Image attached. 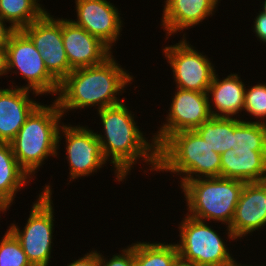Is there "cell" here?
<instances>
[{
	"label": "cell",
	"instance_id": "obj_33",
	"mask_svg": "<svg viewBox=\"0 0 266 266\" xmlns=\"http://www.w3.org/2000/svg\"><path fill=\"white\" fill-rule=\"evenodd\" d=\"M9 207L0 199V213L1 211L4 213Z\"/></svg>",
	"mask_w": 266,
	"mask_h": 266
},
{
	"label": "cell",
	"instance_id": "obj_18",
	"mask_svg": "<svg viewBox=\"0 0 266 266\" xmlns=\"http://www.w3.org/2000/svg\"><path fill=\"white\" fill-rule=\"evenodd\" d=\"M221 177L245 183L266 180V151L229 149L220 155Z\"/></svg>",
	"mask_w": 266,
	"mask_h": 266
},
{
	"label": "cell",
	"instance_id": "obj_15",
	"mask_svg": "<svg viewBox=\"0 0 266 266\" xmlns=\"http://www.w3.org/2000/svg\"><path fill=\"white\" fill-rule=\"evenodd\" d=\"M265 225L266 180L245 183L228 227L236 239H241Z\"/></svg>",
	"mask_w": 266,
	"mask_h": 266
},
{
	"label": "cell",
	"instance_id": "obj_8",
	"mask_svg": "<svg viewBox=\"0 0 266 266\" xmlns=\"http://www.w3.org/2000/svg\"><path fill=\"white\" fill-rule=\"evenodd\" d=\"M5 48L8 72L16 69L13 73H20L28 83L21 88L32 90L35 96L58 95L60 83L48 72L41 54L22 30H16L11 35Z\"/></svg>",
	"mask_w": 266,
	"mask_h": 266
},
{
	"label": "cell",
	"instance_id": "obj_31",
	"mask_svg": "<svg viewBox=\"0 0 266 266\" xmlns=\"http://www.w3.org/2000/svg\"><path fill=\"white\" fill-rule=\"evenodd\" d=\"M8 74L6 48L0 47V76Z\"/></svg>",
	"mask_w": 266,
	"mask_h": 266
},
{
	"label": "cell",
	"instance_id": "obj_10",
	"mask_svg": "<svg viewBox=\"0 0 266 266\" xmlns=\"http://www.w3.org/2000/svg\"><path fill=\"white\" fill-rule=\"evenodd\" d=\"M61 134L66 139V159L70 166L69 179L89 176L107 163L96 132L80 125L61 124L57 135V149L60 146Z\"/></svg>",
	"mask_w": 266,
	"mask_h": 266
},
{
	"label": "cell",
	"instance_id": "obj_2",
	"mask_svg": "<svg viewBox=\"0 0 266 266\" xmlns=\"http://www.w3.org/2000/svg\"><path fill=\"white\" fill-rule=\"evenodd\" d=\"M127 72L113 55L101 64L73 69L60 83L55 99L63 116L70 110L89 106L100 110L124 102L116 96L134 80Z\"/></svg>",
	"mask_w": 266,
	"mask_h": 266
},
{
	"label": "cell",
	"instance_id": "obj_17",
	"mask_svg": "<svg viewBox=\"0 0 266 266\" xmlns=\"http://www.w3.org/2000/svg\"><path fill=\"white\" fill-rule=\"evenodd\" d=\"M161 26L168 37L213 16L220 0H166Z\"/></svg>",
	"mask_w": 266,
	"mask_h": 266
},
{
	"label": "cell",
	"instance_id": "obj_25",
	"mask_svg": "<svg viewBox=\"0 0 266 266\" xmlns=\"http://www.w3.org/2000/svg\"><path fill=\"white\" fill-rule=\"evenodd\" d=\"M0 266H32L19 240L9 229L0 241Z\"/></svg>",
	"mask_w": 266,
	"mask_h": 266
},
{
	"label": "cell",
	"instance_id": "obj_28",
	"mask_svg": "<svg viewBox=\"0 0 266 266\" xmlns=\"http://www.w3.org/2000/svg\"><path fill=\"white\" fill-rule=\"evenodd\" d=\"M254 20L253 32L256 34L255 36L259 38V41L266 43V15L260 12Z\"/></svg>",
	"mask_w": 266,
	"mask_h": 266
},
{
	"label": "cell",
	"instance_id": "obj_29",
	"mask_svg": "<svg viewBox=\"0 0 266 266\" xmlns=\"http://www.w3.org/2000/svg\"><path fill=\"white\" fill-rule=\"evenodd\" d=\"M67 266H99V253L96 250L89 251V253L85 254L78 260L69 263Z\"/></svg>",
	"mask_w": 266,
	"mask_h": 266
},
{
	"label": "cell",
	"instance_id": "obj_35",
	"mask_svg": "<svg viewBox=\"0 0 266 266\" xmlns=\"http://www.w3.org/2000/svg\"><path fill=\"white\" fill-rule=\"evenodd\" d=\"M237 266H252V265H246V264H245V265H244V264L241 265V264L239 263ZM259 266H260V265H259ZM261 266H264V265H261Z\"/></svg>",
	"mask_w": 266,
	"mask_h": 266
},
{
	"label": "cell",
	"instance_id": "obj_32",
	"mask_svg": "<svg viewBox=\"0 0 266 266\" xmlns=\"http://www.w3.org/2000/svg\"><path fill=\"white\" fill-rule=\"evenodd\" d=\"M174 266H197L193 262L183 259L179 255L176 257L174 261Z\"/></svg>",
	"mask_w": 266,
	"mask_h": 266
},
{
	"label": "cell",
	"instance_id": "obj_7",
	"mask_svg": "<svg viewBox=\"0 0 266 266\" xmlns=\"http://www.w3.org/2000/svg\"><path fill=\"white\" fill-rule=\"evenodd\" d=\"M179 224L178 254L197 266H237L223 239L204 221L186 214Z\"/></svg>",
	"mask_w": 266,
	"mask_h": 266
},
{
	"label": "cell",
	"instance_id": "obj_14",
	"mask_svg": "<svg viewBox=\"0 0 266 266\" xmlns=\"http://www.w3.org/2000/svg\"><path fill=\"white\" fill-rule=\"evenodd\" d=\"M62 39L72 69L101 64L113 54L100 39L67 18H62Z\"/></svg>",
	"mask_w": 266,
	"mask_h": 266
},
{
	"label": "cell",
	"instance_id": "obj_22",
	"mask_svg": "<svg viewBox=\"0 0 266 266\" xmlns=\"http://www.w3.org/2000/svg\"><path fill=\"white\" fill-rule=\"evenodd\" d=\"M38 1L0 0V17L16 30H22L47 12Z\"/></svg>",
	"mask_w": 266,
	"mask_h": 266
},
{
	"label": "cell",
	"instance_id": "obj_20",
	"mask_svg": "<svg viewBox=\"0 0 266 266\" xmlns=\"http://www.w3.org/2000/svg\"><path fill=\"white\" fill-rule=\"evenodd\" d=\"M26 183H30V176L18 164L11 144L0 142V199L10 207Z\"/></svg>",
	"mask_w": 266,
	"mask_h": 266
},
{
	"label": "cell",
	"instance_id": "obj_26",
	"mask_svg": "<svg viewBox=\"0 0 266 266\" xmlns=\"http://www.w3.org/2000/svg\"><path fill=\"white\" fill-rule=\"evenodd\" d=\"M243 111L262 119L261 123L266 124V84L258 83L250 86V89L246 88Z\"/></svg>",
	"mask_w": 266,
	"mask_h": 266
},
{
	"label": "cell",
	"instance_id": "obj_23",
	"mask_svg": "<svg viewBox=\"0 0 266 266\" xmlns=\"http://www.w3.org/2000/svg\"><path fill=\"white\" fill-rule=\"evenodd\" d=\"M178 255L176 244L134 243L135 266H174Z\"/></svg>",
	"mask_w": 266,
	"mask_h": 266
},
{
	"label": "cell",
	"instance_id": "obj_13",
	"mask_svg": "<svg viewBox=\"0 0 266 266\" xmlns=\"http://www.w3.org/2000/svg\"><path fill=\"white\" fill-rule=\"evenodd\" d=\"M75 3L77 21H71L112 50L123 27L118 8L107 0H75Z\"/></svg>",
	"mask_w": 266,
	"mask_h": 266
},
{
	"label": "cell",
	"instance_id": "obj_12",
	"mask_svg": "<svg viewBox=\"0 0 266 266\" xmlns=\"http://www.w3.org/2000/svg\"><path fill=\"white\" fill-rule=\"evenodd\" d=\"M166 123L153 134L154 141L159 147L171 134L184 130H195L212 115L209 108L207 93L176 88Z\"/></svg>",
	"mask_w": 266,
	"mask_h": 266
},
{
	"label": "cell",
	"instance_id": "obj_11",
	"mask_svg": "<svg viewBox=\"0 0 266 266\" xmlns=\"http://www.w3.org/2000/svg\"><path fill=\"white\" fill-rule=\"evenodd\" d=\"M22 31L32 40L44 60L48 72L61 83L71 72L62 39V18L48 11Z\"/></svg>",
	"mask_w": 266,
	"mask_h": 266
},
{
	"label": "cell",
	"instance_id": "obj_3",
	"mask_svg": "<svg viewBox=\"0 0 266 266\" xmlns=\"http://www.w3.org/2000/svg\"><path fill=\"white\" fill-rule=\"evenodd\" d=\"M157 171L180 174L181 187L190 180L221 177L220 154L195 130L178 131L158 147Z\"/></svg>",
	"mask_w": 266,
	"mask_h": 266
},
{
	"label": "cell",
	"instance_id": "obj_24",
	"mask_svg": "<svg viewBox=\"0 0 266 266\" xmlns=\"http://www.w3.org/2000/svg\"><path fill=\"white\" fill-rule=\"evenodd\" d=\"M236 142L240 148L266 151V124L260 120L245 121L236 117Z\"/></svg>",
	"mask_w": 266,
	"mask_h": 266
},
{
	"label": "cell",
	"instance_id": "obj_27",
	"mask_svg": "<svg viewBox=\"0 0 266 266\" xmlns=\"http://www.w3.org/2000/svg\"><path fill=\"white\" fill-rule=\"evenodd\" d=\"M121 254H114L110 260L99 253V266H135L134 243L121 250Z\"/></svg>",
	"mask_w": 266,
	"mask_h": 266
},
{
	"label": "cell",
	"instance_id": "obj_1",
	"mask_svg": "<svg viewBox=\"0 0 266 266\" xmlns=\"http://www.w3.org/2000/svg\"><path fill=\"white\" fill-rule=\"evenodd\" d=\"M97 111L104 128V136L97 133L96 136L106 161H110L115 168L117 181L126 180V176L140 158L151 166L150 172H157L158 147L153 137L151 143L145 140L128 106L121 102Z\"/></svg>",
	"mask_w": 266,
	"mask_h": 266
},
{
	"label": "cell",
	"instance_id": "obj_9",
	"mask_svg": "<svg viewBox=\"0 0 266 266\" xmlns=\"http://www.w3.org/2000/svg\"><path fill=\"white\" fill-rule=\"evenodd\" d=\"M184 35L186 34H183L179 43L163 49L172 69L176 88L207 93L216 69L206 55L187 42Z\"/></svg>",
	"mask_w": 266,
	"mask_h": 266
},
{
	"label": "cell",
	"instance_id": "obj_19",
	"mask_svg": "<svg viewBox=\"0 0 266 266\" xmlns=\"http://www.w3.org/2000/svg\"><path fill=\"white\" fill-rule=\"evenodd\" d=\"M218 77V74L215 72L207 91L208 97H211L208 98L211 115L212 117L224 118H233L234 115L235 118V115L242 112L244 108L245 83L242 82L236 73H231L226 78H223V80H220Z\"/></svg>",
	"mask_w": 266,
	"mask_h": 266
},
{
	"label": "cell",
	"instance_id": "obj_6",
	"mask_svg": "<svg viewBox=\"0 0 266 266\" xmlns=\"http://www.w3.org/2000/svg\"><path fill=\"white\" fill-rule=\"evenodd\" d=\"M39 194L32 205L29 218L22 230L16 224H11L9 230L19 240L28 261L32 266H49L54 227V207L51 185Z\"/></svg>",
	"mask_w": 266,
	"mask_h": 266
},
{
	"label": "cell",
	"instance_id": "obj_16",
	"mask_svg": "<svg viewBox=\"0 0 266 266\" xmlns=\"http://www.w3.org/2000/svg\"><path fill=\"white\" fill-rule=\"evenodd\" d=\"M31 91L13 85L7 89L0 88V142L10 143L40 104L30 98Z\"/></svg>",
	"mask_w": 266,
	"mask_h": 266
},
{
	"label": "cell",
	"instance_id": "obj_4",
	"mask_svg": "<svg viewBox=\"0 0 266 266\" xmlns=\"http://www.w3.org/2000/svg\"><path fill=\"white\" fill-rule=\"evenodd\" d=\"M62 116L56 100L49 106L39 104L10 142L18 164L31 179L48 156L58 155L57 135Z\"/></svg>",
	"mask_w": 266,
	"mask_h": 266
},
{
	"label": "cell",
	"instance_id": "obj_30",
	"mask_svg": "<svg viewBox=\"0 0 266 266\" xmlns=\"http://www.w3.org/2000/svg\"><path fill=\"white\" fill-rule=\"evenodd\" d=\"M5 20L0 17V47H6L11 35L16 31L11 25L7 27Z\"/></svg>",
	"mask_w": 266,
	"mask_h": 266
},
{
	"label": "cell",
	"instance_id": "obj_21",
	"mask_svg": "<svg viewBox=\"0 0 266 266\" xmlns=\"http://www.w3.org/2000/svg\"><path fill=\"white\" fill-rule=\"evenodd\" d=\"M195 131L215 153L223 154L229 149H238L236 142V118L211 117Z\"/></svg>",
	"mask_w": 266,
	"mask_h": 266
},
{
	"label": "cell",
	"instance_id": "obj_34",
	"mask_svg": "<svg viewBox=\"0 0 266 266\" xmlns=\"http://www.w3.org/2000/svg\"><path fill=\"white\" fill-rule=\"evenodd\" d=\"M262 5H263L262 11H259V12H262L263 14L266 15V0L264 1V3Z\"/></svg>",
	"mask_w": 266,
	"mask_h": 266
},
{
	"label": "cell",
	"instance_id": "obj_5",
	"mask_svg": "<svg viewBox=\"0 0 266 266\" xmlns=\"http://www.w3.org/2000/svg\"><path fill=\"white\" fill-rule=\"evenodd\" d=\"M244 184L245 182L223 177L187 181L181 187L188 206L186 214L201 221H221L227 225V237L232 241L236 240L228 226L233 219Z\"/></svg>",
	"mask_w": 266,
	"mask_h": 266
}]
</instances>
